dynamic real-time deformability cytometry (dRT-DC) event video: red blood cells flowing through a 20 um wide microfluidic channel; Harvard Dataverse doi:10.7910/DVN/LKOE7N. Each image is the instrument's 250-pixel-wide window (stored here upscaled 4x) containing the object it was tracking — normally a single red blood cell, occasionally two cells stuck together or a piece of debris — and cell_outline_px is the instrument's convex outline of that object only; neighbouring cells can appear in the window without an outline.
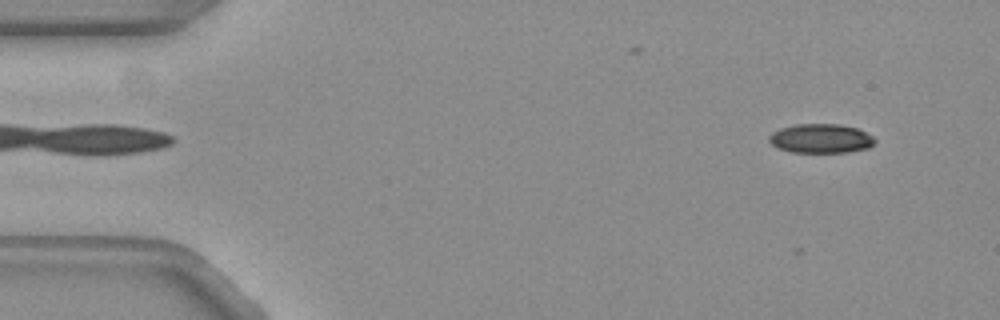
{"species": "common noctule bat (a hibernating species)", "species_latin": "Nyctalus noctula", "temperature_condition": "warm", "stored_images_in_passage": 57, "camera_frame_rate_fps": 3000, "um_per_image_px": 0.085, "animal": {"sex": "female", "body_mass_g": 19.3, "forearm_length_mm": 54.1}, "frame": {"image": 1, "passage_image": 7, "time_ms": 2.0, "image_size_px": [1000, 320], "cell_outline_px": [[876, 140], [868, 148], [844, 152], [792, 152], [780, 148], [772, 144], [768, 140], [768, 136], [772, 132], [780, 128], [796, 124], [840, 124], [856, 128], [872, 136]], "centroid_in_image_um": [69.74, 11.76], "position_along_channel_um": 15.3, "area_um2": 17.8}}
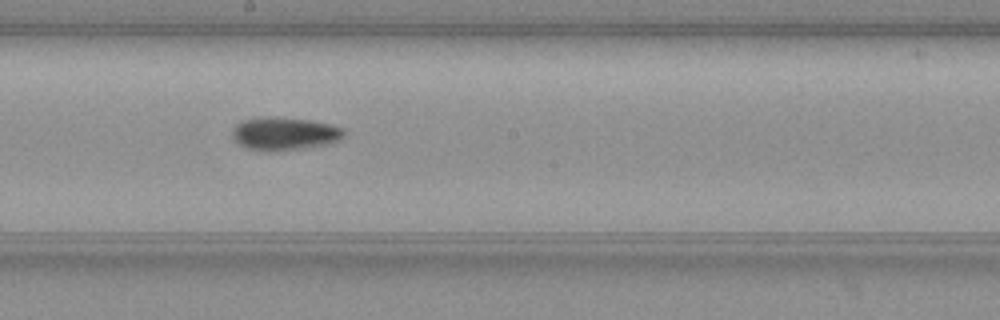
{"frame": {"image": 2, "passage_image": 32, "time_ms": 10.333, "image_size_px": [1000, 320], "cell_outline_px": [[344, 136], [340, 140], [324, 144], [276, 152], [264, 152], [248, 148], [240, 144], [232, 136], [232, 128], [240, 120], [260, 116], [264, 116], [308, 120], [332, 124], [344, 128]], "centroid_in_image_um": [24.14, 11.35], "position_along_channel_um": 224.1, "area_um2": 21.62}}
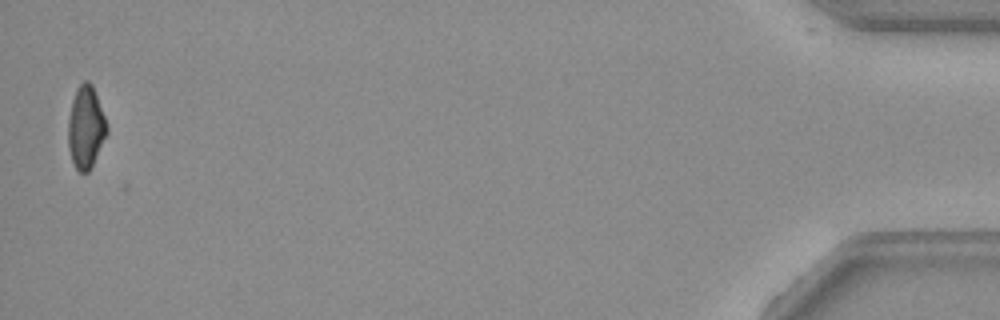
{"frame": {"image": 3, "passage_image": 56, "time_ms": 18.333, "image_size_px": [1000, 320], "cell_outline_px": [[108, 132], [92, 168], [88, 172], [80, 172], [76, 168], [72, 160], [68, 144], [68, 120], [72, 100], [76, 88], [84, 80], [88, 80], [92, 84], [108, 124]], "centroid_in_image_um": [7.31, 10.81], "position_along_channel_um": 427.9, "area_um2": 18.79}}